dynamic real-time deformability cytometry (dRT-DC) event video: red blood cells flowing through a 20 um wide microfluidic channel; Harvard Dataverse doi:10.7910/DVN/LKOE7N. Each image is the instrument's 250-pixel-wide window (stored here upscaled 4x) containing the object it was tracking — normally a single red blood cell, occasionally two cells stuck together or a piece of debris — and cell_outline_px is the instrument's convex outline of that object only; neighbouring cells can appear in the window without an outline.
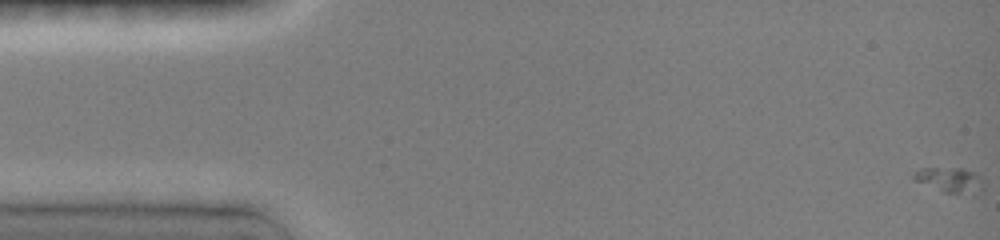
{"species": "common noctule bat (a hibernating species)", "species_latin": "Nyctalus noctula", "temperature_condition": "room temperature", "stored_images_in_passage": 43, "camera_frame_rate_fps": 3000, "um_per_image_px": 0.085, "animal": {"sex": "female", "body_mass_g": 19.0, "forearm_length_mm": 51.5}, "frame": {"image": 1, "passage_image": 1, "time_ms": 0.0, "image_size_px": [1000, 240], "cell_outline_px": [[984, 188], [980, 192], [944, 192], [912, 180], [912, 176], [916, 172], [924, 168], [964, 168], [980, 176], [984, 180]], "centroid_in_image_um": [80.75, 15.28], "position_along_channel_um": 4.2, "area_um2": 10.0}}